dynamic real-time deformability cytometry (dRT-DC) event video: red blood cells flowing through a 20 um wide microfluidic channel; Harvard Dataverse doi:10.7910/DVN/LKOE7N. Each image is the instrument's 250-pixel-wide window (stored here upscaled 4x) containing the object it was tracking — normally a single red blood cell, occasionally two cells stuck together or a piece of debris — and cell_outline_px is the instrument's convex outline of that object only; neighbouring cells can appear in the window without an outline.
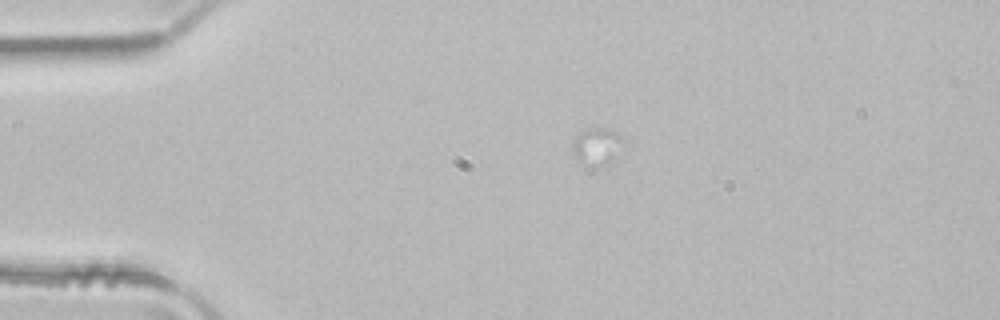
{"species": "common noctule bat (a hibernating species)", "species_latin": "Nyctalus noctula", "temperature_condition": "room temperature", "stored_images_in_passage": 2, "camera_frame_rate_fps": 3000, "um_per_image_px": 0.085, "animal": {"sex": "male", "body_mass_g": 21.5, "forearm_length_mm": 52.0}, "frame": {"image": 1, "passage_image": 1, "time_ms": 0.0, "image_size_px": [1000, 320], "cell_outline_px": [[624, 144], [608, 160], [596, 168], [592, 168], [576, 160], [572, 152], [572, 140], [576, 136], [592, 128], [604, 128], [616, 132], [624, 140]], "centroid_in_image_um": [50.67, 12.44], "position_along_channel_um": 34.3, "area_um2": 10.64}}